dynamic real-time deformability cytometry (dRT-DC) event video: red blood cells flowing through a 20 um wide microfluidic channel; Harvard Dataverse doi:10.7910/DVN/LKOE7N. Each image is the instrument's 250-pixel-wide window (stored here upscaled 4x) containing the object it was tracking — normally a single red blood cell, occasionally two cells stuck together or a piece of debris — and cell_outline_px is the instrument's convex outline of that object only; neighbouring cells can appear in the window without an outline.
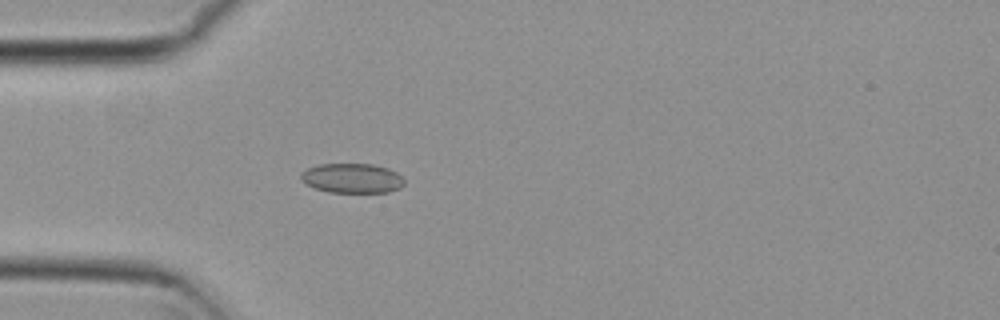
{"species": "common noctule bat (a hibernating species)", "species_latin": "Nyctalus noctula", "temperature_condition": "cold", "stored_images_in_passage": 5, "camera_frame_rate_fps": 3000, "um_per_image_px": 0.085, "animal": {"sex": "female", "body_mass_g": 29.2, "forearm_length_mm": 56.3}, "frame": {"image": 1, "passage_image": 5, "time_ms": 1.333, "image_size_px": [1000, 320], "cell_outline_px": [[404, 184], [400, 188], [388, 192], [328, 192], [316, 188], [300, 180], [300, 176], [308, 168], [320, 164], [372, 164], [388, 168], [404, 176]], "centroid_in_image_um": [29.98, 15.15], "position_along_channel_um": 55.0, "area_um2": 17.8}}